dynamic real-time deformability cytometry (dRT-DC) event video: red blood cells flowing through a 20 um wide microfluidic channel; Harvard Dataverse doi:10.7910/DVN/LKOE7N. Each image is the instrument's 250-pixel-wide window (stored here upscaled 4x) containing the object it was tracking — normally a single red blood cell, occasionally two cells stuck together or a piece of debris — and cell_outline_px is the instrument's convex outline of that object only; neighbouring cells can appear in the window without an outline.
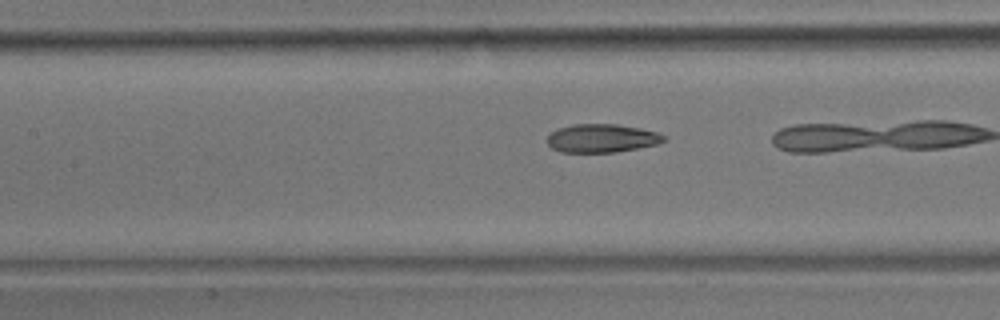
{"species": "common noctule bat (a hibernating species)", "species_latin": "Nyctalus noctula", "temperature_condition": "room temperature", "stored_images_in_passage": 13, "camera_frame_rate_fps": 3000, "um_per_image_px": 0.085, "animal": {"sex": "male", "body_mass_g": 17.9}, "frame": {"image": 1, "passage_image": 11, "time_ms": 3.333, "image_size_px": [1000, 320], "cell_outline_px": [[664, 140], [656, 144], [616, 152], [560, 152], [552, 148], [548, 144], [548, 136], [556, 128], [572, 124], [616, 124], [640, 128], [656, 132], [664, 136]], "centroid_in_image_um": [51.1, 11.74], "position_along_channel_um": 156.3, "area_um2": 19.13}}